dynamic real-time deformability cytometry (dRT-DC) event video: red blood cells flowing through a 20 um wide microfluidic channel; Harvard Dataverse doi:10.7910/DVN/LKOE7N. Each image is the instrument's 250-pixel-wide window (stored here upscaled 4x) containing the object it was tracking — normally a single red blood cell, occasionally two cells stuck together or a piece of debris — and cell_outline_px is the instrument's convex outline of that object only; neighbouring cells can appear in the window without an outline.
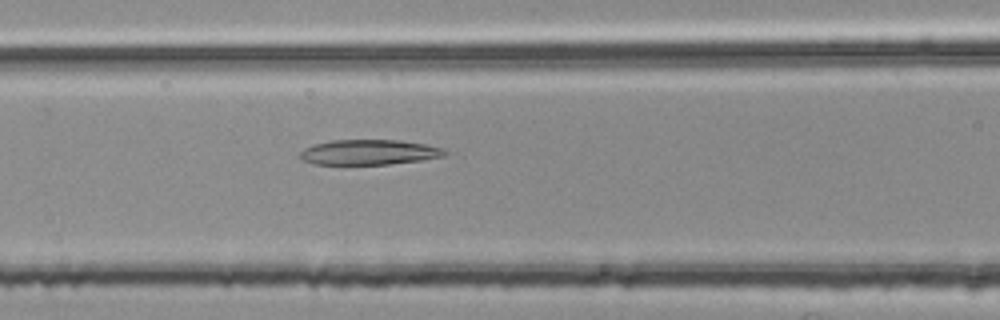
{"species": "common noctule bat (a hibernating species)", "species_latin": "Nyctalus noctula", "temperature_condition": "room temperature", "stored_images_in_passage": 24, "camera_frame_rate_fps": 3000, "um_per_image_px": 0.085, "animal": {"sex": "female", "body_mass_g": 25.1}, "frame": {"image": 1, "passage_image": 12, "time_ms": 3.667, "image_size_px": [1000, 320], "cell_outline_px": [[452, 152], [444, 156], [420, 160], [388, 164], [312, 164], [304, 160], [300, 156], [300, 152], [304, 148], [312, 144], [332, 140], [400, 140], [424, 144], [444, 148]], "centroid_in_image_um": [31.4, 12.93], "position_along_channel_um": 135.2, "area_um2": 21.27}}
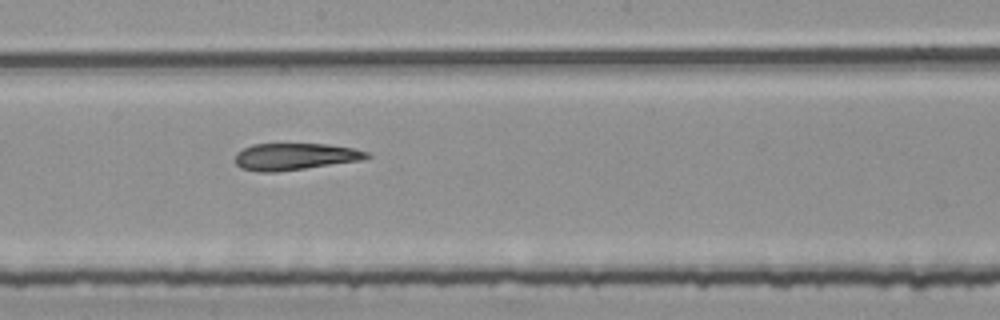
{"frame": {"image": 2, "passage_image": 19, "time_ms": 6.0, "image_size_px": [1000, 320], "cell_outline_px": [[372, 156], [364, 160], [276, 172], [260, 172], [240, 168], [236, 164], [236, 152], [252, 144], [328, 144], [352, 148], [368, 152]], "centroid_in_image_um": [25.08, 13.31], "position_along_channel_um": 223.1, "area_um2": 20.63}}
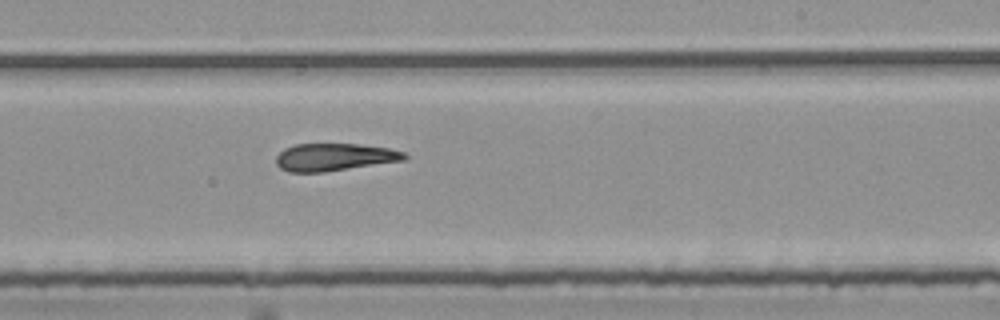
{"frame": {"image": 3, "passage_image": 22, "time_ms": 7.0, "image_size_px": [1000, 320], "cell_outline_px": [[408, 160], [324, 172], [288, 172], [280, 168], [276, 164], [276, 156], [284, 148], [296, 144], [360, 144], [388, 148], [404, 152], [408, 156]], "centroid_in_image_um": [28.44, 13.36], "position_along_channel_um": 260.6, "area_um2": 20.75}}